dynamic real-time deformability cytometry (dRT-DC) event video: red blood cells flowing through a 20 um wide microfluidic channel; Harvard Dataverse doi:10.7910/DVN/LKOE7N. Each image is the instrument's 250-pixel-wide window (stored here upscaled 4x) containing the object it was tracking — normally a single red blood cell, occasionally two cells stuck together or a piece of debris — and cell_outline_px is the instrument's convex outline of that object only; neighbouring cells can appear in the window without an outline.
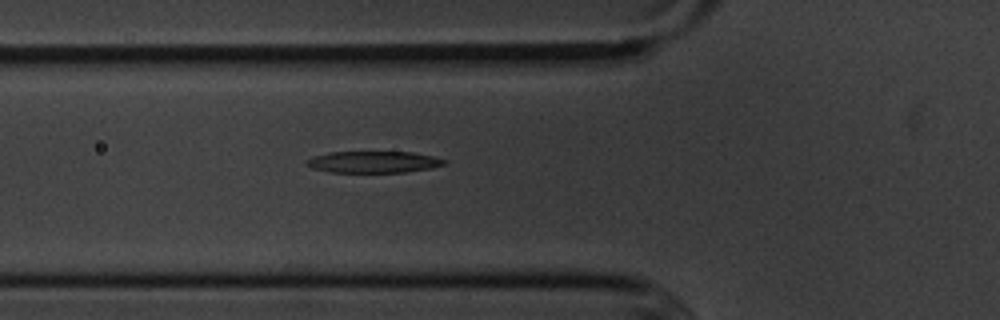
{"species": "common noctule bat (a hibernating species)", "species_latin": "Nyctalus noctula", "temperature_condition": "cold", "stored_images_in_passage": 2, "camera_frame_rate_fps": 3000, "um_per_image_px": 0.085, "animal": {"sex": "male", "body_mass_g": 20.1, "forearm_length_mm": 53.5}, "frame": {"image": 1, "passage_image": 2, "time_ms": 1.0, "image_size_px": [1000, 320], "cell_outline_px": [[448, 164], [432, 168], [404, 172], [328, 172], [312, 168], [304, 164], [304, 160], [312, 156], [328, 152], [412, 152], [432, 156], [448, 160]], "centroid_in_image_um": [31.73, 13.77], "position_along_channel_um": 94.1, "area_um2": 17.57}}